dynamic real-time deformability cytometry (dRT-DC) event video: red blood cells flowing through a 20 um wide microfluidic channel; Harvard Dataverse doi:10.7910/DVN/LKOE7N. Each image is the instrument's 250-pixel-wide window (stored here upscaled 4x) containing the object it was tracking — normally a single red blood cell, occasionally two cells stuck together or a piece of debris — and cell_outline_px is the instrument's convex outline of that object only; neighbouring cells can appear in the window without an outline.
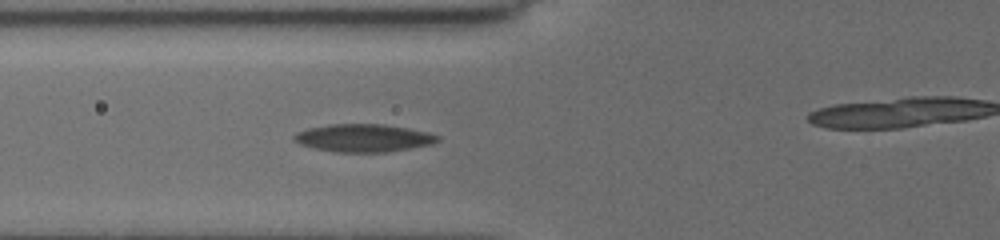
{"species": "common noctule bat (a hibernating species)", "species_latin": "Nyctalus noctula", "temperature_condition": "cold", "stored_images_in_passage": 13, "camera_frame_rate_fps": 3000, "um_per_image_px": 0.085, "animal": {"sex": "female", "body_mass_g": 19.5, "forearm_length_mm": 54.1}, "frame": {"image": 1, "passage_image": 13, "time_ms": 5.333, "image_size_px": [1000, 240], "cell_outline_px": [[440, 140], [432, 144], [384, 152], [336, 152], [316, 148], [300, 144], [292, 140], [292, 136], [296, 132], [308, 128], [328, 124], [384, 124], [408, 128], [428, 132], [440, 136]], "centroid_in_image_um": [30.88, 11.72], "position_along_channel_um": 94.9, "area_um2": 23.24}}